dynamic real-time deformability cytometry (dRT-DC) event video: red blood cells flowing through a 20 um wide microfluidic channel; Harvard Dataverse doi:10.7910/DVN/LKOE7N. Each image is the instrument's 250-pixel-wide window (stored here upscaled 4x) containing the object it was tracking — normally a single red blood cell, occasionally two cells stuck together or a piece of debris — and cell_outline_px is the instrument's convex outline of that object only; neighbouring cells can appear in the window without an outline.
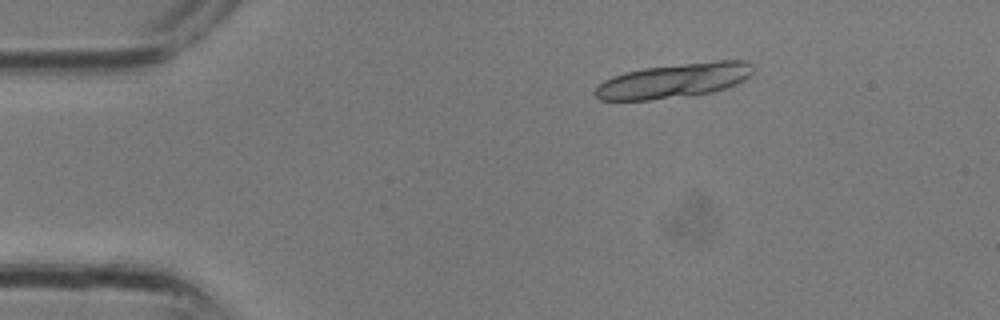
{"species": "common noctule bat (a hibernating species)", "species_latin": "Nyctalus noctula", "temperature_condition": "room temperature", "stored_images_in_passage": 18, "camera_frame_rate_fps": 3000, "um_per_image_px": 0.085, "animal": {"sex": "male", "body_mass_g": 13.3}, "frame": {"image": 1, "passage_image": 5, "time_ms": 1.333, "image_size_px": [1000, 320], "cell_outline_px": [[752, 72], [744, 80], [728, 88], [712, 92], [692, 96], [648, 100], [600, 100], [592, 92], [604, 80], [612, 76], [624, 72], [644, 68], [716, 60], [744, 60], [752, 64]], "centroid_in_image_um": [57.28, 6.86], "position_along_channel_um": 27.7, "area_um2": 31.96}}